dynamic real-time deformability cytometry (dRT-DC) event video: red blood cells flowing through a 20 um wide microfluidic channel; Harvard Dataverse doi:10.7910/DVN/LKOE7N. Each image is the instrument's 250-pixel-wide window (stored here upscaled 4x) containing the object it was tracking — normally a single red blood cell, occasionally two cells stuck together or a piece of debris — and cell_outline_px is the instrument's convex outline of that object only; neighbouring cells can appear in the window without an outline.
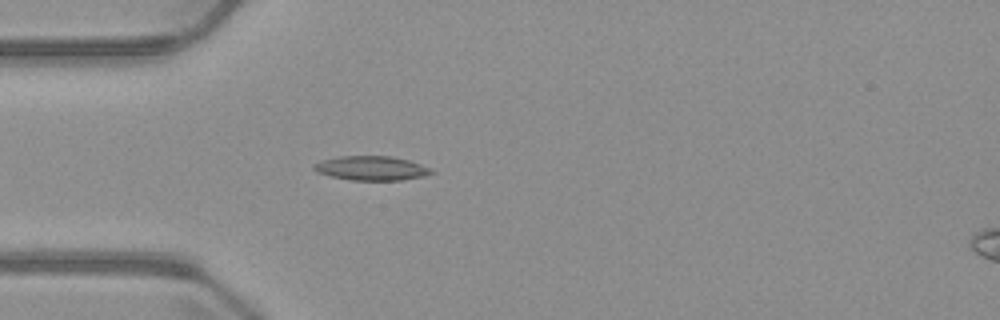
{"species": "common noctule bat (a hibernating species)", "species_latin": "Nyctalus noctula", "temperature_condition": "warm", "stored_images_in_passage": 4, "camera_frame_rate_fps": 3000, "um_per_image_px": 0.085, "animal": {"sex": "male", "body_mass_g": 23.1, "forearm_length_mm": 52.7}, "frame": {"image": 1, "passage_image": 4, "time_ms": 3.333, "image_size_px": [1000, 320], "cell_outline_px": [[436, 172], [424, 176], [400, 180], [348, 180], [316, 172], [312, 168], [312, 164], [324, 160], [340, 156], [392, 156], [408, 160], [432, 168]], "centroid_in_image_um": [31.58, 14.3], "position_along_channel_um": 53.4, "area_um2": 16.65}}